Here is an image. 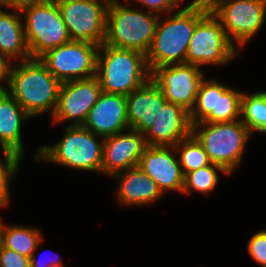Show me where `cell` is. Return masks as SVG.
Returning a JSON list of instances; mask_svg holds the SVG:
<instances>
[{"mask_svg": "<svg viewBox=\"0 0 266 267\" xmlns=\"http://www.w3.org/2000/svg\"><path fill=\"white\" fill-rule=\"evenodd\" d=\"M209 11L207 4L194 0L161 24L158 20L151 47L146 53L150 73L159 66L186 63L193 31Z\"/></svg>", "mask_w": 266, "mask_h": 267, "instance_id": "obj_1", "label": "cell"}, {"mask_svg": "<svg viewBox=\"0 0 266 267\" xmlns=\"http://www.w3.org/2000/svg\"><path fill=\"white\" fill-rule=\"evenodd\" d=\"M60 86L61 82L40 59L32 58L20 61L18 68H11L10 92H7L30 117L39 115L48 111V109L54 115L58 104Z\"/></svg>", "mask_w": 266, "mask_h": 267, "instance_id": "obj_2", "label": "cell"}, {"mask_svg": "<svg viewBox=\"0 0 266 267\" xmlns=\"http://www.w3.org/2000/svg\"><path fill=\"white\" fill-rule=\"evenodd\" d=\"M104 56L97 54L96 77L102 92L127 96L151 77L146 55L127 49L101 44ZM149 77V78H148Z\"/></svg>", "mask_w": 266, "mask_h": 267, "instance_id": "obj_3", "label": "cell"}, {"mask_svg": "<svg viewBox=\"0 0 266 267\" xmlns=\"http://www.w3.org/2000/svg\"><path fill=\"white\" fill-rule=\"evenodd\" d=\"M152 15L149 11L146 14L132 10L114 0L108 6L104 44L146 55L151 47L159 17Z\"/></svg>", "mask_w": 266, "mask_h": 267, "instance_id": "obj_4", "label": "cell"}, {"mask_svg": "<svg viewBox=\"0 0 266 267\" xmlns=\"http://www.w3.org/2000/svg\"><path fill=\"white\" fill-rule=\"evenodd\" d=\"M207 124L203 130L198 128ZM200 129V130H199ZM192 134L202 144L211 163L221 166L227 174L240 163L250 131L240 120L225 123H197Z\"/></svg>", "mask_w": 266, "mask_h": 267, "instance_id": "obj_5", "label": "cell"}, {"mask_svg": "<svg viewBox=\"0 0 266 267\" xmlns=\"http://www.w3.org/2000/svg\"><path fill=\"white\" fill-rule=\"evenodd\" d=\"M96 136L83 125H70L63 140L54 147L40 148L35 158L80 170L102 171L104 142L97 143Z\"/></svg>", "mask_w": 266, "mask_h": 267, "instance_id": "obj_6", "label": "cell"}, {"mask_svg": "<svg viewBox=\"0 0 266 267\" xmlns=\"http://www.w3.org/2000/svg\"><path fill=\"white\" fill-rule=\"evenodd\" d=\"M21 13L26 17L25 38L32 58L71 41L56 0H45Z\"/></svg>", "mask_w": 266, "mask_h": 267, "instance_id": "obj_7", "label": "cell"}, {"mask_svg": "<svg viewBox=\"0 0 266 267\" xmlns=\"http://www.w3.org/2000/svg\"><path fill=\"white\" fill-rule=\"evenodd\" d=\"M99 45L71 40L47 50L39 59L61 82L88 79L96 76Z\"/></svg>", "mask_w": 266, "mask_h": 267, "instance_id": "obj_8", "label": "cell"}, {"mask_svg": "<svg viewBox=\"0 0 266 267\" xmlns=\"http://www.w3.org/2000/svg\"><path fill=\"white\" fill-rule=\"evenodd\" d=\"M114 0H56L71 40L104 43L108 6Z\"/></svg>", "mask_w": 266, "mask_h": 267, "instance_id": "obj_9", "label": "cell"}, {"mask_svg": "<svg viewBox=\"0 0 266 267\" xmlns=\"http://www.w3.org/2000/svg\"><path fill=\"white\" fill-rule=\"evenodd\" d=\"M234 43L224 33L220 20L211 10L197 23L186 55V64H224L236 57Z\"/></svg>", "mask_w": 266, "mask_h": 267, "instance_id": "obj_10", "label": "cell"}, {"mask_svg": "<svg viewBox=\"0 0 266 267\" xmlns=\"http://www.w3.org/2000/svg\"><path fill=\"white\" fill-rule=\"evenodd\" d=\"M209 7L228 39L240 46L258 32L266 14V0H215Z\"/></svg>", "mask_w": 266, "mask_h": 267, "instance_id": "obj_11", "label": "cell"}, {"mask_svg": "<svg viewBox=\"0 0 266 267\" xmlns=\"http://www.w3.org/2000/svg\"><path fill=\"white\" fill-rule=\"evenodd\" d=\"M242 94L215 81L202 80L190 112L192 125L197 123H225L238 120ZM199 119V120H198Z\"/></svg>", "mask_w": 266, "mask_h": 267, "instance_id": "obj_12", "label": "cell"}, {"mask_svg": "<svg viewBox=\"0 0 266 267\" xmlns=\"http://www.w3.org/2000/svg\"><path fill=\"white\" fill-rule=\"evenodd\" d=\"M150 78L158 85L167 102L191 112L203 80L199 66L186 63L163 65L155 68Z\"/></svg>", "mask_w": 266, "mask_h": 267, "instance_id": "obj_13", "label": "cell"}, {"mask_svg": "<svg viewBox=\"0 0 266 267\" xmlns=\"http://www.w3.org/2000/svg\"><path fill=\"white\" fill-rule=\"evenodd\" d=\"M101 93L96 76L61 83L54 122L74 119L72 125H83Z\"/></svg>", "mask_w": 266, "mask_h": 267, "instance_id": "obj_14", "label": "cell"}, {"mask_svg": "<svg viewBox=\"0 0 266 267\" xmlns=\"http://www.w3.org/2000/svg\"><path fill=\"white\" fill-rule=\"evenodd\" d=\"M127 134L117 133L103 138V173L117 174L120 170L136 167L146 149L147 142L143 133L130 129Z\"/></svg>", "mask_w": 266, "mask_h": 267, "instance_id": "obj_15", "label": "cell"}, {"mask_svg": "<svg viewBox=\"0 0 266 267\" xmlns=\"http://www.w3.org/2000/svg\"><path fill=\"white\" fill-rule=\"evenodd\" d=\"M174 146H147L138 167L164 190L183 191L184 174L179 159L174 158Z\"/></svg>", "mask_w": 266, "mask_h": 267, "instance_id": "obj_16", "label": "cell"}, {"mask_svg": "<svg viewBox=\"0 0 266 267\" xmlns=\"http://www.w3.org/2000/svg\"><path fill=\"white\" fill-rule=\"evenodd\" d=\"M83 126L102 138L121 133L129 126L126 96L102 92Z\"/></svg>", "mask_w": 266, "mask_h": 267, "instance_id": "obj_17", "label": "cell"}, {"mask_svg": "<svg viewBox=\"0 0 266 267\" xmlns=\"http://www.w3.org/2000/svg\"><path fill=\"white\" fill-rule=\"evenodd\" d=\"M190 134H192L190 112L182 106L166 102L144 136L149 146H175Z\"/></svg>", "mask_w": 266, "mask_h": 267, "instance_id": "obj_18", "label": "cell"}, {"mask_svg": "<svg viewBox=\"0 0 266 267\" xmlns=\"http://www.w3.org/2000/svg\"><path fill=\"white\" fill-rule=\"evenodd\" d=\"M166 102L158 85L151 78L148 79L126 96L129 128L144 134L153 125Z\"/></svg>", "mask_w": 266, "mask_h": 267, "instance_id": "obj_19", "label": "cell"}, {"mask_svg": "<svg viewBox=\"0 0 266 267\" xmlns=\"http://www.w3.org/2000/svg\"><path fill=\"white\" fill-rule=\"evenodd\" d=\"M30 118L20 104L8 93H0V144L2 151L14 154L20 160L23 153L21 122Z\"/></svg>", "mask_w": 266, "mask_h": 267, "instance_id": "obj_20", "label": "cell"}, {"mask_svg": "<svg viewBox=\"0 0 266 267\" xmlns=\"http://www.w3.org/2000/svg\"><path fill=\"white\" fill-rule=\"evenodd\" d=\"M125 172L123 175L122 172L113 175L120 179L118 195L122 204L144 205L162 196L163 193L158 185L138 166L129 168Z\"/></svg>", "mask_w": 266, "mask_h": 267, "instance_id": "obj_21", "label": "cell"}, {"mask_svg": "<svg viewBox=\"0 0 266 267\" xmlns=\"http://www.w3.org/2000/svg\"><path fill=\"white\" fill-rule=\"evenodd\" d=\"M0 55L12 59L21 58V61L32 59L25 31L17 15L0 10Z\"/></svg>", "mask_w": 266, "mask_h": 267, "instance_id": "obj_22", "label": "cell"}, {"mask_svg": "<svg viewBox=\"0 0 266 267\" xmlns=\"http://www.w3.org/2000/svg\"><path fill=\"white\" fill-rule=\"evenodd\" d=\"M0 240L4 247L30 258L38 248L42 238L38 229L22 226L7 227L0 220Z\"/></svg>", "mask_w": 266, "mask_h": 267, "instance_id": "obj_23", "label": "cell"}, {"mask_svg": "<svg viewBox=\"0 0 266 267\" xmlns=\"http://www.w3.org/2000/svg\"><path fill=\"white\" fill-rule=\"evenodd\" d=\"M242 114L244 116L242 122L249 131L256 130L266 133V92H258L251 96L243 93L241 98Z\"/></svg>", "mask_w": 266, "mask_h": 267, "instance_id": "obj_24", "label": "cell"}, {"mask_svg": "<svg viewBox=\"0 0 266 267\" xmlns=\"http://www.w3.org/2000/svg\"><path fill=\"white\" fill-rule=\"evenodd\" d=\"M174 148L178 152L181 150L179 163L184 175L211 164L208 154L193 134L182 139Z\"/></svg>", "mask_w": 266, "mask_h": 267, "instance_id": "obj_25", "label": "cell"}, {"mask_svg": "<svg viewBox=\"0 0 266 267\" xmlns=\"http://www.w3.org/2000/svg\"><path fill=\"white\" fill-rule=\"evenodd\" d=\"M216 170L227 173L221 166L211 163L198 170L186 173L184 176L183 193H188L190 188L208 194L215 188L218 181Z\"/></svg>", "mask_w": 266, "mask_h": 267, "instance_id": "obj_26", "label": "cell"}, {"mask_svg": "<svg viewBox=\"0 0 266 267\" xmlns=\"http://www.w3.org/2000/svg\"><path fill=\"white\" fill-rule=\"evenodd\" d=\"M4 152L5 165L0 161V207L7 206L9 202V182L19 167L20 159L12 153Z\"/></svg>", "mask_w": 266, "mask_h": 267, "instance_id": "obj_27", "label": "cell"}, {"mask_svg": "<svg viewBox=\"0 0 266 267\" xmlns=\"http://www.w3.org/2000/svg\"><path fill=\"white\" fill-rule=\"evenodd\" d=\"M250 255L263 267H266V230L253 235L248 244Z\"/></svg>", "mask_w": 266, "mask_h": 267, "instance_id": "obj_28", "label": "cell"}, {"mask_svg": "<svg viewBox=\"0 0 266 267\" xmlns=\"http://www.w3.org/2000/svg\"><path fill=\"white\" fill-rule=\"evenodd\" d=\"M0 267H30V258L0 246Z\"/></svg>", "mask_w": 266, "mask_h": 267, "instance_id": "obj_29", "label": "cell"}, {"mask_svg": "<svg viewBox=\"0 0 266 267\" xmlns=\"http://www.w3.org/2000/svg\"><path fill=\"white\" fill-rule=\"evenodd\" d=\"M140 2L142 5H145L150 8L148 10L150 13H153L154 11H160V12H171L174 10L173 8L179 6V1L181 0H136Z\"/></svg>", "mask_w": 266, "mask_h": 267, "instance_id": "obj_30", "label": "cell"}, {"mask_svg": "<svg viewBox=\"0 0 266 267\" xmlns=\"http://www.w3.org/2000/svg\"><path fill=\"white\" fill-rule=\"evenodd\" d=\"M44 1L45 0H8L7 7H11L19 12H22L24 9L40 4Z\"/></svg>", "mask_w": 266, "mask_h": 267, "instance_id": "obj_31", "label": "cell"}, {"mask_svg": "<svg viewBox=\"0 0 266 267\" xmlns=\"http://www.w3.org/2000/svg\"><path fill=\"white\" fill-rule=\"evenodd\" d=\"M8 61L6 57L0 55V80L2 81L4 78L7 79L8 86H9V78H10V66L8 65ZM8 90L3 88L0 85V93L7 92Z\"/></svg>", "mask_w": 266, "mask_h": 267, "instance_id": "obj_32", "label": "cell"}, {"mask_svg": "<svg viewBox=\"0 0 266 267\" xmlns=\"http://www.w3.org/2000/svg\"><path fill=\"white\" fill-rule=\"evenodd\" d=\"M42 263L41 260L36 261L34 254L30 257V267H62L59 260L56 261L55 259L51 260L49 263L47 262V264L44 263V265Z\"/></svg>", "mask_w": 266, "mask_h": 267, "instance_id": "obj_33", "label": "cell"}, {"mask_svg": "<svg viewBox=\"0 0 266 267\" xmlns=\"http://www.w3.org/2000/svg\"><path fill=\"white\" fill-rule=\"evenodd\" d=\"M199 1L204 2L205 4L210 6L215 0H199Z\"/></svg>", "mask_w": 266, "mask_h": 267, "instance_id": "obj_34", "label": "cell"}, {"mask_svg": "<svg viewBox=\"0 0 266 267\" xmlns=\"http://www.w3.org/2000/svg\"><path fill=\"white\" fill-rule=\"evenodd\" d=\"M8 0H0V6H6L7 7Z\"/></svg>", "mask_w": 266, "mask_h": 267, "instance_id": "obj_35", "label": "cell"}]
</instances>
